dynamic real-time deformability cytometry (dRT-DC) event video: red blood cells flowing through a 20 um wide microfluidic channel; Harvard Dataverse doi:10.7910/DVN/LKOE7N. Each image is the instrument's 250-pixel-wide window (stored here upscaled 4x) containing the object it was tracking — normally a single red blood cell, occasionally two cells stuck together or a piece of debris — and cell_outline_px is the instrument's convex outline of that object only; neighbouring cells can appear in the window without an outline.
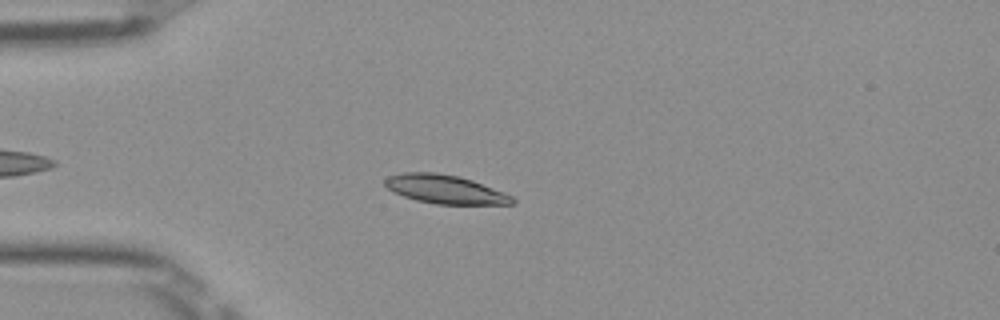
{"species": "Egyptian fruit bat (a non-hibernating species)", "species_latin": "Rousettus aegyptiacus", "temperature_condition": "room temperature", "stored_images_in_passage": 35, "camera_frame_rate_fps": 3000, "um_per_image_px": 0.085, "frame": {"image": 1, "passage_image": 8, "time_ms": 2.333, "image_size_px": [1000, 320], "cell_outline_px": [[516, 204], [436, 204], [416, 200], [392, 192], [384, 184], [384, 180], [388, 176], [404, 172], [436, 172], [460, 176], [472, 180], [504, 192], [512, 196], [516, 200]], "centroid_in_image_um": [37.83, 16.08], "position_along_channel_um": 47.2, "area_um2": 21.39}}
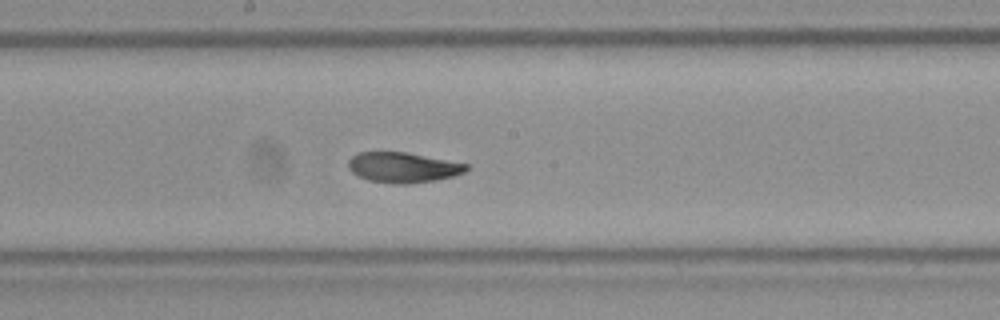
{"frame": {"image": 2, "passage_image": 22, "time_ms": 7.0, "image_size_px": [1000, 320], "cell_outline_px": [[472, 168], [464, 172], [452, 176], [436, 180], [408, 184], [396, 184], [368, 180], [352, 172], [348, 168], [348, 160], [356, 152], [408, 152], [468, 164]], "centroid_in_image_um": [34.26, 14.22], "position_along_channel_um": 213.9, "area_um2": 20.92}}
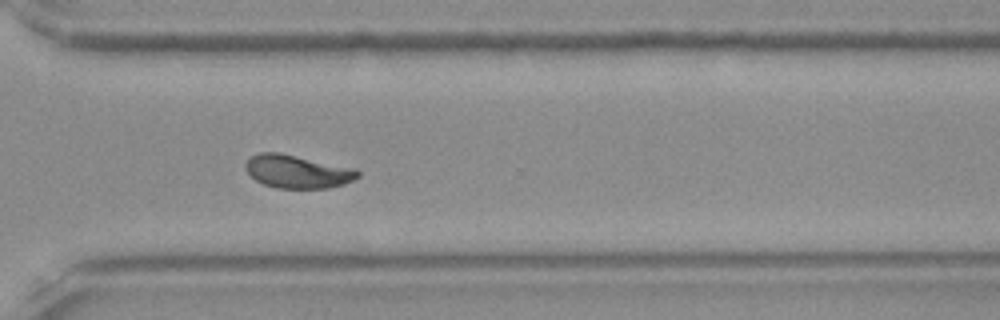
{"frame": {"image": 3, "passage_image": 32, "time_ms": 10.333, "image_size_px": [1000, 320], "cell_outline_px": [[360, 176], [344, 184], [328, 188], [276, 188], [264, 184], [256, 180], [244, 168], [244, 164], [256, 152], [280, 152], [356, 168], [360, 172]], "centroid_in_image_um": [25.29, 14.57], "position_along_channel_um": 345.3, "area_um2": 21.85}, "authors_computed_cell_mechanics": {"area_um2": 21.0392, "velocity_mm_per_s": 3.951, "shape_relaxation_time_tau1_ms": 5.9235, "shape_relaxation_time_tau2_ms": 1.5569, "deformation_change_tau1": 0.1625, "deformation_change_tau2": 0.0519}}